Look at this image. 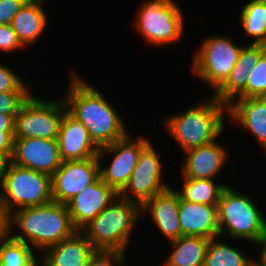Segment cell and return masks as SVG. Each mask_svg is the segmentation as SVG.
Here are the masks:
<instances>
[{
	"label": "cell",
	"instance_id": "cell-1",
	"mask_svg": "<svg viewBox=\"0 0 266 266\" xmlns=\"http://www.w3.org/2000/svg\"><path fill=\"white\" fill-rule=\"evenodd\" d=\"M65 97L67 111L79 120L99 147L114 143L129 132L109 100L75 71L71 72Z\"/></svg>",
	"mask_w": 266,
	"mask_h": 266
},
{
	"label": "cell",
	"instance_id": "cell-2",
	"mask_svg": "<svg viewBox=\"0 0 266 266\" xmlns=\"http://www.w3.org/2000/svg\"><path fill=\"white\" fill-rule=\"evenodd\" d=\"M8 233L37 251H44L70 237L74 228L66 204L50 201L46 204L18 209L8 216ZM18 227L16 234L14 228ZM14 232V233H13Z\"/></svg>",
	"mask_w": 266,
	"mask_h": 266
},
{
	"label": "cell",
	"instance_id": "cell-3",
	"mask_svg": "<svg viewBox=\"0 0 266 266\" xmlns=\"http://www.w3.org/2000/svg\"><path fill=\"white\" fill-rule=\"evenodd\" d=\"M225 120V121H224ZM227 105L213 95L180 114H170L162 121L166 132L186 152L209 144L219 138L225 129Z\"/></svg>",
	"mask_w": 266,
	"mask_h": 266
},
{
	"label": "cell",
	"instance_id": "cell-4",
	"mask_svg": "<svg viewBox=\"0 0 266 266\" xmlns=\"http://www.w3.org/2000/svg\"><path fill=\"white\" fill-rule=\"evenodd\" d=\"M141 206L118 196L81 231L95 250L127 252L131 234L142 218ZM135 226V227H134Z\"/></svg>",
	"mask_w": 266,
	"mask_h": 266
},
{
	"label": "cell",
	"instance_id": "cell-5",
	"mask_svg": "<svg viewBox=\"0 0 266 266\" xmlns=\"http://www.w3.org/2000/svg\"><path fill=\"white\" fill-rule=\"evenodd\" d=\"M218 226L221 238L229 235L258 245L266 231V217L249 195L227 185L218 203Z\"/></svg>",
	"mask_w": 266,
	"mask_h": 266
},
{
	"label": "cell",
	"instance_id": "cell-6",
	"mask_svg": "<svg viewBox=\"0 0 266 266\" xmlns=\"http://www.w3.org/2000/svg\"><path fill=\"white\" fill-rule=\"evenodd\" d=\"M51 176L10 162L0 179V202L8 217L18 209L52 201Z\"/></svg>",
	"mask_w": 266,
	"mask_h": 266
},
{
	"label": "cell",
	"instance_id": "cell-7",
	"mask_svg": "<svg viewBox=\"0 0 266 266\" xmlns=\"http://www.w3.org/2000/svg\"><path fill=\"white\" fill-rule=\"evenodd\" d=\"M179 6L174 0H146L140 5L133 21L136 32L151 46L178 42L185 27Z\"/></svg>",
	"mask_w": 266,
	"mask_h": 266
},
{
	"label": "cell",
	"instance_id": "cell-8",
	"mask_svg": "<svg viewBox=\"0 0 266 266\" xmlns=\"http://www.w3.org/2000/svg\"><path fill=\"white\" fill-rule=\"evenodd\" d=\"M227 36L212 35L194 53L191 71L216 91L229 77L243 46Z\"/></svg>",
	"mask_w": 266,
	"mask_h": 266
},
{
	"label": "cell",
	"instance_id": "cell-9",
	"mask_svg": "<svg viewBox=\"0 0 266 266\" xmlns=\"http://www.w3.org/2000/svg\"><path fill=\"white\" fill-rule=\"evenodd\" d=\"M66 110L63 99L46 101L31 94L15 116L14 139H57Z\"/></svg>",
	"mask_w": 266,
	"mask_h": 266
},
{
	"label": "cell",
	"instance_id": "cell-10",
	"mask_svg": "<svg viewBox=\"0 0 266 266\" xmlns=\"http://www.w3.org/2000/svg\"><path fill=\"white\" fill-rule=\"evenodd\" d=\"M149 142L148 138L142 136L134 140L128 133L114 143L101 147L97 155L101 180L119 194L129 182L140 152ZM112 154L113 159H110L109 165L101 163L103 157Z\"/></svg>",
	"mask_w": 266,
	"mask_h": 266
},
{
	"label": "cell",
	"instance_id": "cell-11",
	"mask_svg": "<svg viewBox=\"0 0 266 266\" xmlns=\"http://www.w3.org/2000/svg\"><path fill=\"white\" fill-rule=\"evenodd\" d=\"M151 141L140 152L129 182L119 196L141 207L154 195L170 187L163 180L160 156Z\"/></svg>",
	"mask_w": 266,
	"mask_h": 266
},
{
	"label": "cell",
	"instance_id": "cell-12",
	"mask_svg": "<svg viewBox=\"0 0 266 266\" xmlns=\"http://www.w3.org/2000/svg\"><path fill=\"white\" fill-rule=\"evenodd\" d=\"M99 177L100 165L97 157L63 161L51 176L52 199L66 204Z\"/></svg>",
	"mask_w": 266,
	"mask_h": 266
},
{
	"label": "cell",
	"instance_id": "cell-13",
	"mask_svg": "<svg viewBox=\"0 0 266 266\" xmlns=\"http://www.w3.org/2000/svg\"><path fill=\"white\" fill-rule=\"evenodd\" d=\"M11 162L52 176L63 162L57 139H14Z\"/></svg>",
	"mask_w": 266,
	"mask_h": 266
},
{
	"label": "cell",
	"instance_id": "cell-14",
	"mask_svg": "<svg viewBox=\"0 0 266 266\" xmlns=\"http://www.w3.org/2000/svg\"><path fill=\"white\" fill-rule=\"evenodd\" d=\"M119 194L99 177L66 203L72 224L82 230L96 218Z\"/></svg>",
	"mask_w": 266,
	"mask_h": 266
},
{
	"label": "cell",
	"instance_id": "cell-15",
	"mask_svg": "<svg viewBox=\"0 0 266 266\" xmlns=\"http://www.w3.org/2000/svg\"><path fill=\"white\" fill-rule=\"evenodd\" d=\"M57 141L62 161L97 157L100 150L91 139L87 128L67 110L61 119Z\"/></svg>",
	"mask_w": 266,
	"mask_h": 266
},
{
	"label": "cell",
	"instance_id": "cell-16",
	"mask_svg": "<svg viewBox=\"0 0 266 266\" xmlns=\"http://www.w3.org/2000/svg\"><path fill=\"white\" fill-rule=\"evenodd\" d=\"M266 52V45L248 44L243 46L237 63L226 81L214 92L213 96L226 105L234 99L246 98L248 75Z\"/></svg>",
	"mask_w": 266,
	"mask_h": 266
},
{
	"label": "cell",
	"instance_id": "cell-17",
	"mask_svg": "<svg viewBox=\"0 0 266 266\" xmlns=\"http://www.w3.org/2000/svg\"><path fill=\"white\" fill-rule=\"evenodd\" d=\"M180 196L172 186L154 195L142 207V215L149 212L160 233L170 242L181 237L179 220Z\"/></svg>",
	"mask_w": 266,
	"mask_h": 266
},
{
	"label": "cell",
	"instance_id": "cell-18",
	"mask_svg": "<svg viewBox=\"0 0 266 266\" xmlns=\"http://www.w3.org/2000/svg\"><path fill=\"white\" fill-rule=\"evenodd\" d=\"M184 153L186 155L181 166L182 176L212 180H215L229 155L218 139L209 144L189 149Z\"/></svg>",
	"mask_w": 266,
	"mask_h": 266
},
{
	"label": "cell",
	"instance_id": "cell-19",
	"mask_svg": "<svg viewBox=\"0 0 266 266\" xmlns=\"http://www.w3.org/2000/svg\"><path fill=\"white\" fill-rule=\"evenodd\" d=\"M227 120L252 133L266 152V97L234 99L227 105Z\"/></svg>",
	"mask_w": 266,
	"mask_h": 266
},
{
	"label": "cell",
	"instance_id": "cell-20",
	"mask_svg": "<svg viewBox=\"0 0 266 266\" xmlns=\"http://www.w3.org/2000/svg\"><path fill=\"white\" fill-rule=\"evenodd\" d=\"M181 236L219 238L218 206L182 200L179 202Z\"/></svg>",
	"mask_w": 266,
	"mask_h": 266
},
{
	"label": "cell",
	"instance_id": "cell-21",
	"mask_svg": "<svg viewBox=\"0 0 266 266\" xmlns=\"http://www.w3.org/2000/svg\"><path fill=\"white\" fill-rule=\"evenodd\" d=\"M95 251L85 234L76 230L70 237L54 244L42 253L41 266H86ZM43 264V265H42Z\"/></svg>",
	"mask_w": 266,
	"mask_h": 266
},
{
	"label": "cell",
	"instance_id": "cell-22",
	"mask_svg": "<svg viewBox=\"0 0 266 266\" xmlns=\"http://www.w3.org/2000/svg\"><path fill=\"white\" fill-rule=\"evenodd\" d=\"M45 2L47 0H28L10 23L24 47L37 43L49 24L47 12L43 7Z\"/></svg>",
	"mask_w": 266,
	"mask_h": 266
},
{
	"label": "cell",
	"instance_id": "cell-23",
	"mask_svg": "<svg viewBox=\"0 0 266 266\" xmlns=\"http://www.w3.org/2000/svg\"><path fill=\"white\" fill-rule=\"evenodd\" d=\"M209 241L200 236H181L170 241L173 250L161 266H204Z\"/></svg>",
	"mask_w": 266,
	"mask_h": 266
},
{
	"label": "cell",
	"instance_id": "cell-24",
	"mask_svg": "<svg viewBox=\"0 0 266 266\" xmlns=\"http://www.w3.org/2000/svg\"><path fill=\"white\" fill-rule=\"evenodd\" d=\"M183 177L184 183L182 190L176 188L180 198L189 202L205 204L209 206H218L221 193L228 185L226 183H217L212 179H194Z\"/></svg>",
	"mask_w": 266,
	"mask_h": 266
},
{
	"label": "cell",
	"instance_id": "cell-25",
	"mask_svg": "<svg viewBox=\"0 0 266 266\" xmlns=\"http://www.w3.org/2000/svg\"><path fill=\"white\" fill-rule=\"evenodd\" d=\"M34 249L28 244L14 239L8 232L0 237V266H37Z\"/></svg>",
	"mask_w": 266,
	"mask_h": 266
},
{
	"label": "cell",
	"instance_id": "cell-26",
	"mask_svg": "<svg viewBox=\"0 0 266 266\" xmlns=\"http://www.w3.org/2000/svg\"><path fill=\"white\" fill-rule=\"evenodd\" d=\"M240 21L245 33L252 37L251 44L266 45V6L253 0L240 11Z\"/></svg>",
	"mask_w": 266,
	"mask_h": 266
},
{
	"label": "cell",
	"instance_id": "cell-27",
	"mask_svg": "<svg viewBox=\"0 0 266 266\" xmlns=\"http://www.w3.org/2000/svg\"><path fill=\"white\" fill-rule=\"evenodd\" d=\"M221 239H210L204 266H247L251 258Z\"/></svg>",
	"mask_w": 266,
	"mask_h": 266
},
{
	"label": "cell",
	"instance_id": "cell-28",
	"mask_svg": "<svg viewBox=\"0 0 266 266\" xmlns=\"http://www.w3.org/2000/svg\"><path fill=\"white\" fill-rule=\"evenodd\" d=\"M266 97V52L248 75L246 98Z\"/></svg>",
	"mask_w": 266,
	"mask_h": 266
},
{
	"label": "cell",
	"instance_id": "cell-29",
	"mask_svg": "<svg viewBox=\"0 0 266 266\" xmlns=\"http://www.w3.org/2000/svg\"><path fill=\"white\" fill-rule=\"evenodd\" d=\"M126 253L114 250H95L86 266H126Z\"/></svg>",
	"mask_w": 266,
	"mask_h": 266
},
{
	"label": "cell",
	"instance_id": "cell-30",
	"mask_svg": "<svg viewBox=\"0 0 266 266\" xmlns=\"http://www.w3.org/2000/svg\"><path fill=\"white\" fill-rule=\"evenodd\" d=\"M6 92H30V88L14 70L0 63V93Z\"/></svg>",
	"mask_w": 266,
	"mask_h": 266
},
{
	"label": "cell",
	"instance_id": "cell-31",
	"mask_svg": "<svg viewBox=\"0 0 266 266\" xmlns=\"http://www.w3.org/2000/svg\"><path fill=\"white\" fill-rule=\"evenodd\" d=\"M31 92L0 93V113L17 115L23 103L29 98Z\"/></svg>",
	"mask_w": 266,
	"mask_h": 266
},
{
	"label": "cell",
	"instance_id": "cell-32",
	"mask_svg": "<svg viewBox=\"0 0 266 266\" xmlns=\"http://www.w3.org/2000/svg\"><path fill=\"white\" fill-rule=\"evenodd\" d=\"M24 48L10 25H0V51L14 53Z\"/></svg>",
	"mask_w": 266,
	"mask_h": 266
},
{
	"label": "cell",
	"instance_id": "cell-33",
	"mask_svg": "<svg viewBox=\"0 0 266 266\" xmlns=\"http://www.w3.org/2000/svg\"><path fill=\"white\" fill-rule=\"evenodd\" d=\"M28 0H0V25H10L13 17Z\"/></svg>",
	"mask_w": 266,
	"mask_h": 266
},
{
	"label": "cell",
	"instance_id": "cell-34",
	"mask_svg": "<svg viewBox=\"0 0 266 266\" xmlns=\"http://www.w3.org/2000/svg\"><path fill=\"white\" fill-rule=\"evenodd\" d=\"M14 135L15 132L0 131V151L5 152L10 158L14 151Z\"/></svg>",
	"mask_w": 266,
	"mask_h": 266
},
{
	"label": "cell",
	"instance_id": "cell-35",
	"mask_svg": "<svg viewBox=\"0 0 266 266\" xmlns=\"http://www.w3.org/2000/svg\"><path fill=\"white\" fill-rule=\"evenodd\" d=\"M15 116L0 113V131L15 132Z\"/></svg>",
	"mask_w": 266,
	"mask_h": 266
},
{
	"label": "cell",
	"instance_id": "cell-36",
	"mask_svg": "<svg viewBox=\"0 0 266 266\" xmlns=\"http://www.w3.org/2000/svg\"><path fill=\"white\" fill-rule=\"evenodd\" d=\"M11 162V158L3 151H0V179L4 175Z\"/></svg>",
	"mask_w": 266,
	"mask_h": 266
},
{
	"label": "cell",
	"instance_id": "cell-37",
	"mask_svg": "<svg viewBox=\"0 0 266 266\" xmlns=\"http://www.w3.org/2000/svg\"><path fill=\"white\" fill-rule=\"evenodd\" d=\"M7 222H8V217L4 213L2 209V204L0 202V237L8 232Z\"/></svg>",
	"mask_w": 266,
	"mask_h": 266
},
{
	"label": "cell",
	"instance_id": "cell-38",
	"mask_svg": "<svg viewBox=\"0 0 266 266\" xmlns=\"http://www.w3.org/2000/svg\"><path fill=\"white\" fill-rule=\"evenodd\" d=\"M259 249V258L266 264V231L265 234L261 237V240L258 244Z\"/></svg>",
	"mask_w": 266,
	"mask_h": 266
},
{
	"label": "cell",
	"instance_id": "cell-39",
	"mask_svg": "<svg viewBox=\"0 0 266 266\" xmlns=\"http://www.w3.org/2000/svg\"><path fill=\"white\" fill-rule=\"evenodd\" d=\"M247 266H266V264L258 257V259L252 258Z\"/></svg>",
	"mask_w": 266,
	"mask_h": 266
},
{
	"label": "cell",
	"instance_id": "cell-40",
	"mask_svg": "<svg viewBox=\"0 0 266 266\" xmlns=\"http://www.w3.org/2000/svg\"><path fill=\"white\" fill-rule=\"evenodd\" d=\"M253 1H255L257 3H260V4H263V5L266 6V0H253Z\"/></svg>",
	"mask_w": 266,
	"mask_h": 266
}]
</instances>
